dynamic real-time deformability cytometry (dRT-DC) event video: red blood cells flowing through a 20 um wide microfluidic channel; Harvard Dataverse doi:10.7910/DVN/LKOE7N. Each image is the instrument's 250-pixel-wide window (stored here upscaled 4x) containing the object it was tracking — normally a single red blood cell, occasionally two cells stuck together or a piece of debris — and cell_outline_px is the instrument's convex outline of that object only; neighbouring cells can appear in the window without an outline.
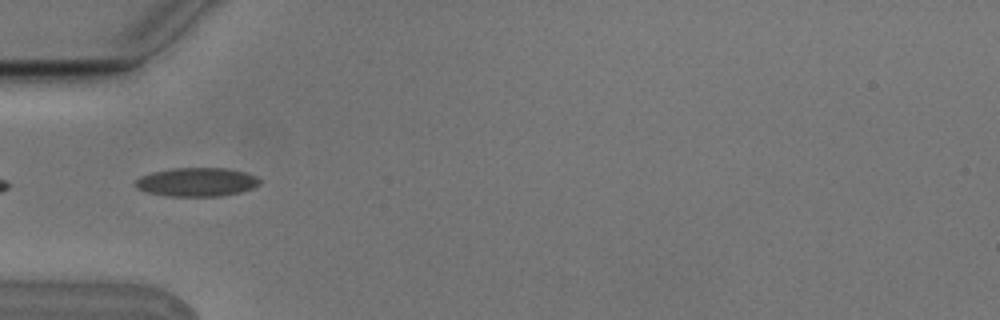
{"species": "Egyptian fruit bat (a non-hibernating species)", "species_latin": "Rousettus aegyptiacus", "temperature_condition": "cold", "stored_images_in_passage": 4, "camera_frame_rate_fps": 3000, "um_per_image_px": 0.085, "animal": {"sex": "male"}, "frame": {"image": 1, "passage_image": 2, "time_ms": 0.333, "image_size_px": [1000, 320], "cell_outline_px": [[260, 184], [252, 188], [240, 192], [220, 196], [168, 196], [148, 192], [136, 188], [132, 184], [140, 176], [152, 172], [172, 168], [228, 168], [244, 172], [256, 176], [260, 180]], "centroid_in_image_um": [16.7, 15.47], "position_along_channel_um": 68.3, "area_um2": 20.87}}
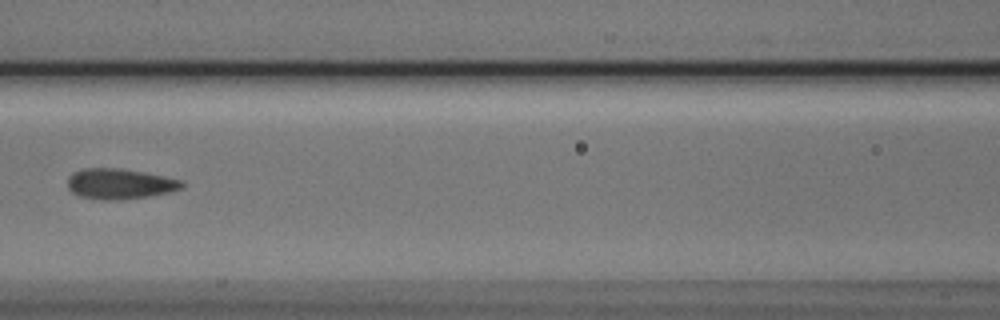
{"frame": {"image": 2, "passage_image": 4, "time_ms": 1.0, "image_size_px": [1000, 320], "cell_outline_px": [[184, 188], [168, 192], [148, 196], [116, 200], [100, 200], [80, 196], [72, 192], [68, 188], [68, 176], [72, 172], [84, 168], [120, 168], [144, 172], [164, 176], [180, 180], [184, 184]], "centroid_in_image_um": [10.15, 15.62], "position_along_channel_um": 156.5, "area_um2": 20.29}}